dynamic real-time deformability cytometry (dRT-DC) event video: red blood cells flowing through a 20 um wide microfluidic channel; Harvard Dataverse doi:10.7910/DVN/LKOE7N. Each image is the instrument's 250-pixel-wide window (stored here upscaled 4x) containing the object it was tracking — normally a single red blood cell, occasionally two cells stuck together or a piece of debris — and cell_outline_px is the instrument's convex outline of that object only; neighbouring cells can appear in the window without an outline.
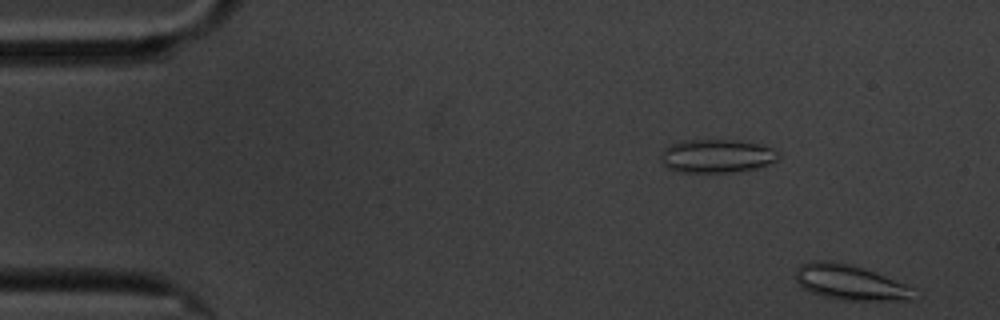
{"species": "common noctule bat (a hibernating species)", "species_latin": "Nyctalus noctula", "temperature_condition": "cold", "stored_images_in_passage": 3, "camera_frame_rate_fps": 3000, "um_per_image_px": 0.085, "animal": {"sex": "male", "body_mass_g": 20.1, "forearm_length_mm": 53.5}, "frame": {"image": 1, "passage_image": 3, "time_ms": 2.333, "image_size_px": [1000, 320], "cell_outline_px": [[912, 300], [844, 300], [812, 292], [804, 288], [796, 280], [796, 268], [800, 264], [824, 260], [848, 264], [864, 268], [904, 284], [912, 288]], "centroid_in_image_um": [72.22, 24.0], "position_along_channel_um": 12.8, "area_um2": 23.41}}